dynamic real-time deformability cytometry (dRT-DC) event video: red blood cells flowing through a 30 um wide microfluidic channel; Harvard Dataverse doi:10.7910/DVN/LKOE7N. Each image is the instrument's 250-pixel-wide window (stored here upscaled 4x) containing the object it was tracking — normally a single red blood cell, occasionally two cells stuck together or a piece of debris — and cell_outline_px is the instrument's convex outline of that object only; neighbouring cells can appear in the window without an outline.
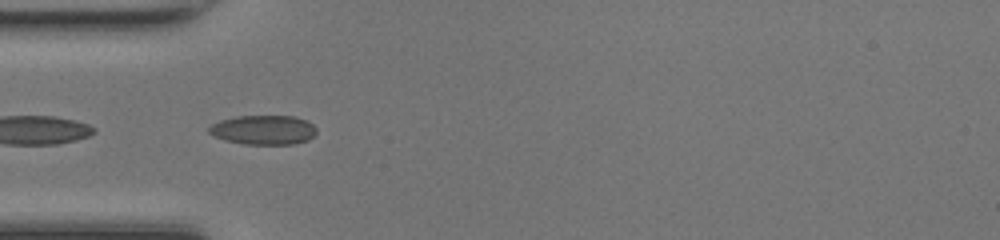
{"species": "common noctule bat (a hibernating species)", "species_latin": "Nyctalus noctula", "temperature_condition": "room temperature", "stored_images_in_passage": 37, "camera_frame_rate_fps": 3000, "um_per_image_px": 0.085, "animal": {"sex": "female", "body_mass_g": 17.0, "forearm_length_mm": 48.0}, "frame": {"image": 1, "passage_image": 4, "time_ms": 1.0, "image_size_px": [1000, 240], "cell_outline_px": [[316, 132], [308, 140], [292, 144], [244, 144], [224, 140], [208, 132], [208, 128], [212, 124], [220, 120], [236, 116], [292, 116], [304, 120], [312, 124], [316, 128]], "centroid_in_image_um": [22.37, 11.04], "position_along_channel_um": 62.6, "area_um2": 18.26}}
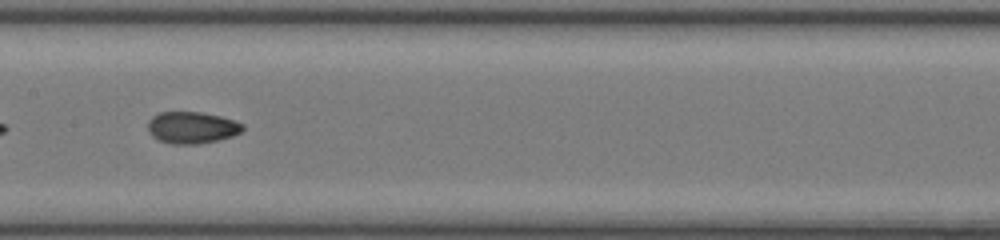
{"frame": {"image": 2, "passage_image": 13, "time_ms": 4.0, "image_size_px": [1000, 240], "cell_outline_px": [[244, 128], [240, 132], [232, 136], [200, 144], [172, 144], [156, 140], [148, 132], [148, 120], [152, 116], [160, 112], [200, 112], [220, 116], [244, 124]], "centroid_in_image_um": [16.27, 10.85], "position_along_channel_um": 191.1, "area_um2": 17.63}}
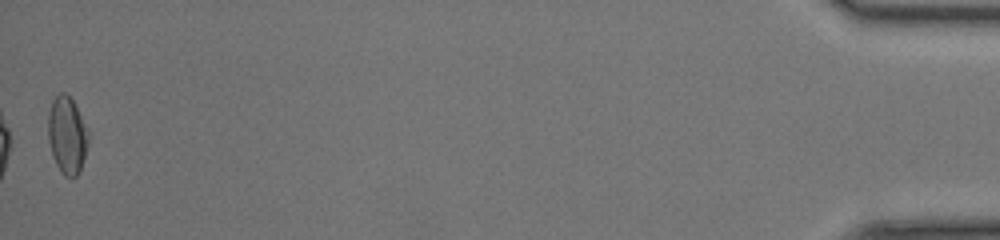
{"frame": {"image": 3, "passage_image": 37, "time_ms": 12.0, "image_size_px": [1000, 240], "cell_outline_px": [[88, 144], [80, 172], [76, 176], [64, 176], [60, 172], [52, 156], [48, 140], [48, 112], [52, 100], [60, 92], [64, 92], [72, 100], [88, 132]], "centroid_in_image_um": [5.67, 11.52], "position_along_channel_um": 429.5, "area_um2": 17.98}, "authors_computed_cell_mechanics": {"area_um2": 17.629, "velocity_mm_per_s": 4.2975, "shape_relaxation_time_tau1_ms": 4.8969, "shape_relaxation_time_tau2_ms": 1.2255, "deformation_change_tau1": 0.14, "deformation_change_tau2": 0.0541}}